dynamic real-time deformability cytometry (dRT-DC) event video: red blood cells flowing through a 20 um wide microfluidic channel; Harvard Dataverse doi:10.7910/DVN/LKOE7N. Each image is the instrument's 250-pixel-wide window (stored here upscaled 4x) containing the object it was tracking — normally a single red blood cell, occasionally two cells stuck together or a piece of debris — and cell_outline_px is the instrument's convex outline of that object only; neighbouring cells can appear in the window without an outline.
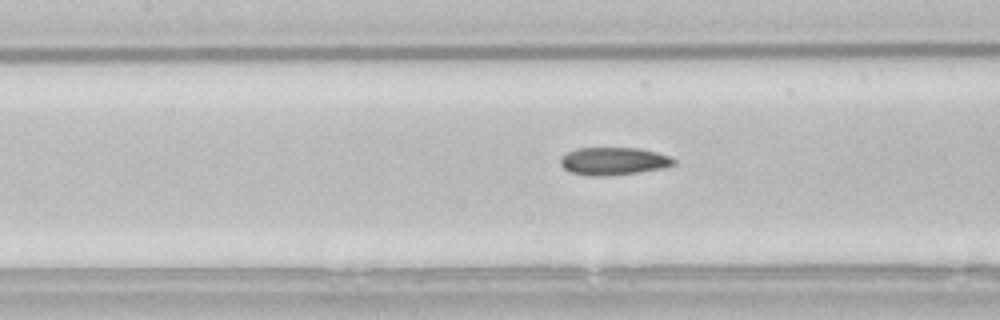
{"species": "common noctule bat (a hibernating species)", "species_latin": "Nyctalus noctula", "temperature_condition": "room temperature", "stored_images_in_passage": 34, "camera_frame_rate_fps": 3000, "um_per_image_px": 0.085, "animal": {"sex": "male", "body_mass_g": 21.5, "forearm_length_mm": 52.0}, "frame": {"image": 1, "passage_image": 9, "time_ms": 2.667, "image_size_px": [1000, 320], "cell_outline_px": [[676, 164], [664, 168], [636, 172], [604, 176], [592, 176], [572, 172], [564, 168], [560, 164], [560, 160], [568, 152], [576, 148], [640, 148], [656, 152], [668, 156], [676, 160]], "centroid_in_image_um": [52.17, 13.69], "position_along_channel_um": 155.2, "area_um2": 18.09}}
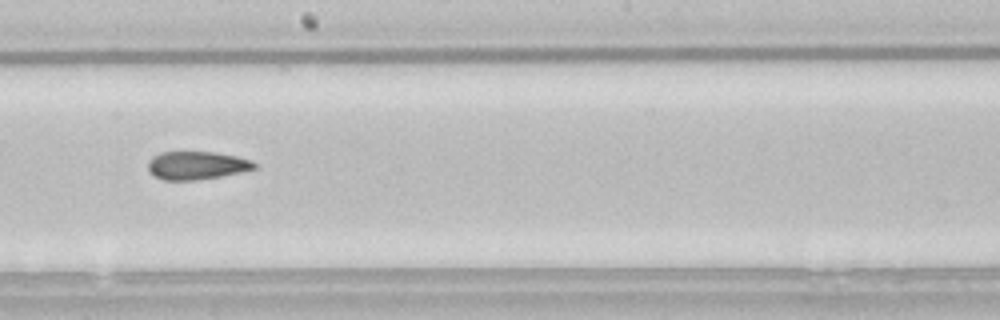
{"frame": {"image": 2, "passage_image": 15, "time_ms": 4.667, "image_size_px": [1000, 320], "cell_outline_px": [[256, 168], [240, 172], [220, 176], [196, 180], [164, 180], [156, 176], [148, 168], [148, 160], [152, 156], [160, 152], [216, 152], [236, 156], [252, 160], [256, 164]], "centroid_in_image_um": [16.72, 14.05], "position_along_channel_um": 231.5, "area_um2": 17.34}}
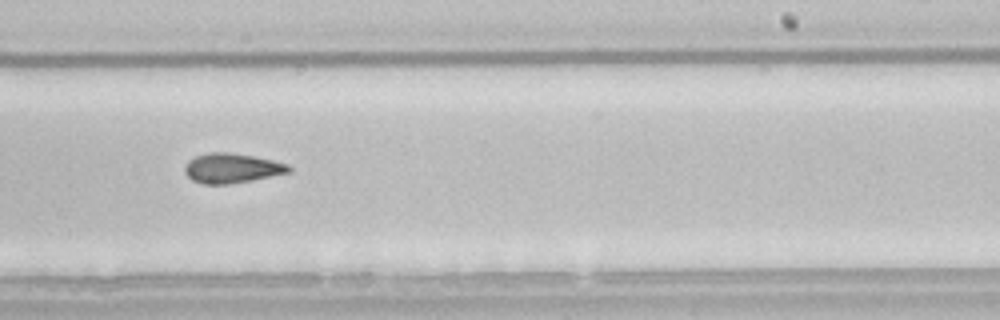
{"frame": {"image": 3, "passage_image": 18, "time_ms": 5.667, "image_size_px": [1000, 320], "cell_outline_px": [[292, 172], [228, 184], [204, 184], [192, 180], [184, 172], [184, 168], [188, 160], [196, 156], [208, 152], [228, 152], [252, 156], [272, 160], [288, 164], [292, 168]], "centroid_in_image_um": [19.69, 14.29], "position_along_channel_um": 269.3, "area_um2": 17.92}, "authors_computed_cell_mechanics": {"area_um2": 17.8024, "velocity_mm_per_s": 3.8174, "shape_relaxation_time_tau1_ms": null, "shape_relaxation_time_tau2_ms": 9.4211, "deformation_change_tau1": null, "deformation_change_tau2": 0.1985}}